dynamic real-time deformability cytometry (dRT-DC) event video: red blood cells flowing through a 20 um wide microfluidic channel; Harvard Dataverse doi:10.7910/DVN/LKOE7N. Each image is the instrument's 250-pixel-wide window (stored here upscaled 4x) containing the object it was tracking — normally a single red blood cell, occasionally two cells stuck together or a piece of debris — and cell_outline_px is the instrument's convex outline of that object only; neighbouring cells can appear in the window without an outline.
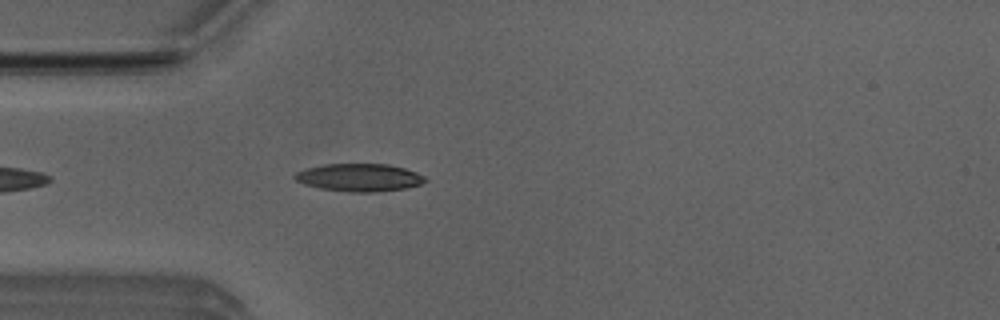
{"species": "Egyptian fruit bat (a non-hibernating species)", "species_latin": "Rousettus aegyptiacus", "temperature_condition": "room temperature", "stored_images_in_passage": 3, "camera_frame_rate_fps": 3000, "um_per_image_px": 0.085, "animal": {"sex": "male"}, "frame": {"image": 1, "passage_image": 3, "time_ms": 0.667, "image_size_px": [1000, 320], "cell_outline_px": [[428, 180], [420, 184], [404, 188], [376, 192], [348, 192], [320, 188], [304, 184], [296, 180], [292, 176], [296, 172], [308, 168], [324, 164], [388, 164], [404, 168], [416, 172], [424, 176]], "centroid_in_image_um": [30.53, 15.09], "position_along_channel_um": 54.5, "area_um2": 20.98}}